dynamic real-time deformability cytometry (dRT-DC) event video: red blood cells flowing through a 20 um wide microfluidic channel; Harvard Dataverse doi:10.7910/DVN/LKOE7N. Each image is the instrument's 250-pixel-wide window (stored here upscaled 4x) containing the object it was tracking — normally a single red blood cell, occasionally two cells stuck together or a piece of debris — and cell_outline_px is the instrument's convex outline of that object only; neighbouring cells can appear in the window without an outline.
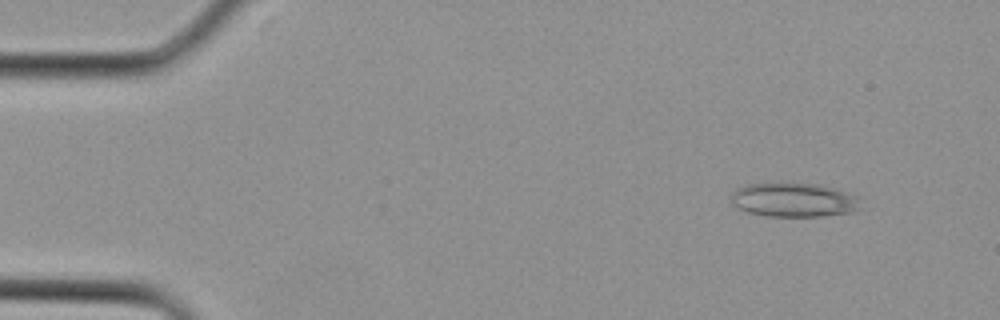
{"species": "Egyptian fruit bat (a non-hibernating species)", "species_latin": "Rousettus aegyptiacus", "temperature_condition": "cold", "stored_images_in_passage": 3, "camera_frame_rate_fps": 3000, "um_per_image_px": 0.085, "animal": {"sex": "female"}, "frame": {"image": 1, "passage_image": 1, "time_ms": 0.0, "image_size_px": [1000, 320], "cell_outline_px": [[860, 200], [856, 208], [852, 212], [820, 216], [764, 216], [748, 212], [732, 204], [728, 200], [732, 192], [736, 188], [748, 184], [780, 180], [816, 184], [832, 188], [856, 196]], "centroid_in_image_um": [67.35, 16.95], "position_along_channel_um": 17.7, "area_um2": 26.24}}